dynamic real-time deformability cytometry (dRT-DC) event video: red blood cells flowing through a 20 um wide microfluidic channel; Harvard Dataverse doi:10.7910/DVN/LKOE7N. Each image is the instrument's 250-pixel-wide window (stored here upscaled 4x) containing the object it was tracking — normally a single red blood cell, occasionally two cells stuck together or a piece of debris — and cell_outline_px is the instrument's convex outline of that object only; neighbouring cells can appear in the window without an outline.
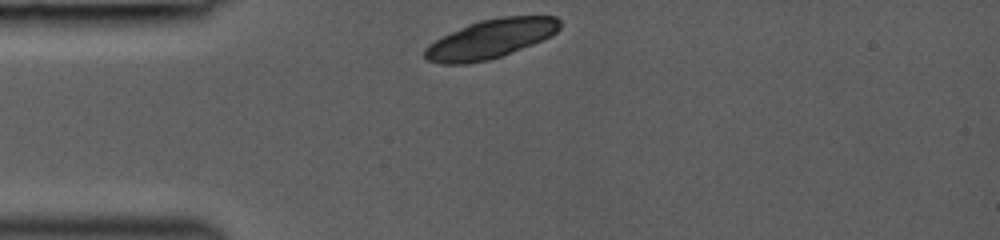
{"species": "common noctule bat (a hibernating species)", "species_latin": "Nyctalus noctula", "temperature_condition": "room temperature", "stored_images_in_passage": 16, "camera_frame_rate_fps": 3000, "um_per_image_px": 0.085, "animal": {"sex": "female", "body_mass_g": 19.0, "forearm_length_mm": 53.3}, "frame": {"image": 1, "passage_image": 1, "time_ms": 0.0, "image_size_px": [1000, 240], "cell_outline_px": [[560, 28], [556, 32], [532, 44], [500, 56], [488, 60], [468, 64], [444, 64], [428, 60], [424, 56], [424, 48], [428, 44], [468, 24], [480, 20], [504, 16], [556, 16], [560, 20]], "centroid_in_image_um": [41.68, 3.3], "position_along_channel_um": 43.3, "area_um2": 30.23}}